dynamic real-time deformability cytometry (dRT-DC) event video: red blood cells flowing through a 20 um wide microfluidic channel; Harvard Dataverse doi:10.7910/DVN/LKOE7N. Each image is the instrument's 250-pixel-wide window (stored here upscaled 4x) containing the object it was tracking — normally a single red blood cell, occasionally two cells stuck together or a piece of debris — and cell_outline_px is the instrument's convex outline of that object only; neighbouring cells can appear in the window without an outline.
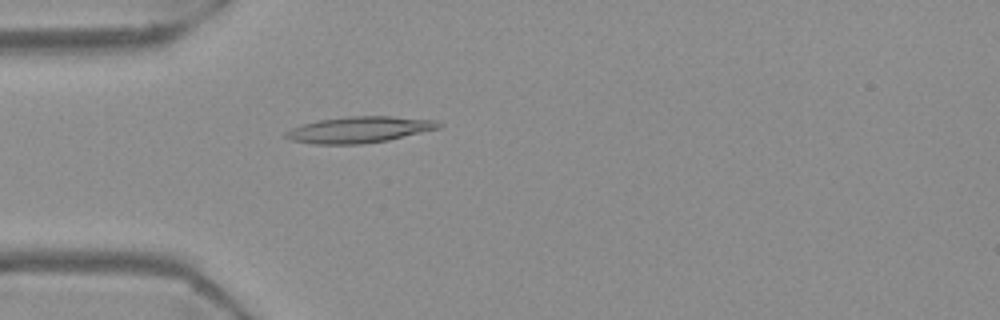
{"species": "Egyptian fruit bat (a non-hibernating species)", "species_latin": "Rousettus aegyptiacus", "temperature_condition": "warm", "stored_images_in_passage": 36, "camera_frame_rate_fps": 3000, "um_per_image_px": 0.085, "frame": {"image": 1, "passage_image": 3, "time_ms": 0.667, "image_size_px": [1000, 320], "cell_outline_px": [[444, 124], [440, 128], [388, 140], [360, 144], [312, 144], [292, 140], [284, 136], [284, 132], [292, 128], [304, 124], [320, 120], [348, 116], [392, 116], [436, 120]], "centroid_in_image_um": [30.57, 11.02], "position_along_channel_um": 54.4, "area_um2": 23.29}}
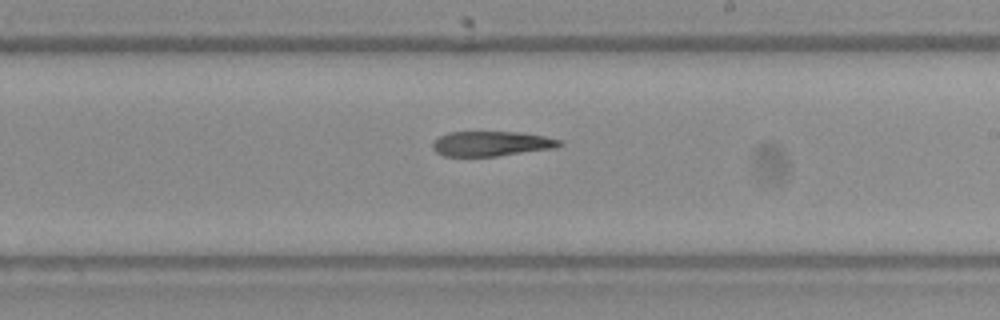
{"frame": {"image": 2, "passage_image": 19, "time_ms": 6.0, "image_size_px": [1000, 320], "cell_outline_px": [[564, 144], [556, 148], [496, 156], [444, 156], [436, 152], [432, 148], [432, 144], [440, 136], [448, 132], [520, 132], [544, 136], [560, 140]], "centroid_in_image_um": [41.78, 12.21], "position_along_channel_um": 247.2, "area_um2": 18.38}}
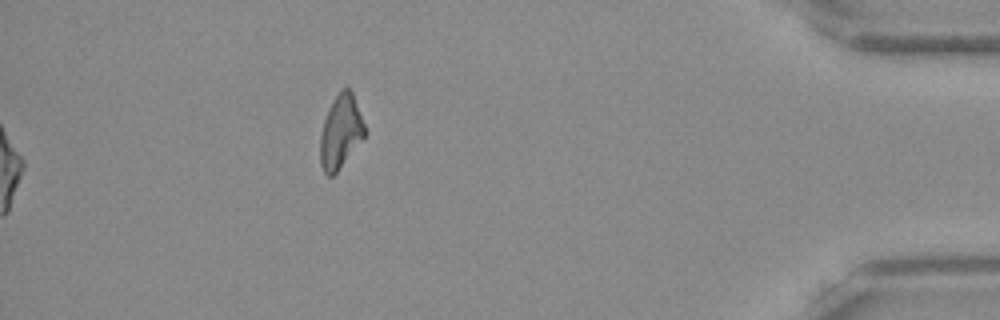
{"frame": {"image": 3, "passage_image": 36, "time_ms": 11.667, "image_size_px": [1000, 320], "cell_outline_px": [[364, 136], [336, 172], [332, 176], [328, 176], [324, 172], [320, 164], [320, 136], [324, 120], [328, 108], [332, 100], [340, 88], [348, 84], [352, 92], [364, 124]], "centroid_in_image_um": [28.92, 11.13], "position_along_channel_um": 406.3, "area_um2": 18.84}}